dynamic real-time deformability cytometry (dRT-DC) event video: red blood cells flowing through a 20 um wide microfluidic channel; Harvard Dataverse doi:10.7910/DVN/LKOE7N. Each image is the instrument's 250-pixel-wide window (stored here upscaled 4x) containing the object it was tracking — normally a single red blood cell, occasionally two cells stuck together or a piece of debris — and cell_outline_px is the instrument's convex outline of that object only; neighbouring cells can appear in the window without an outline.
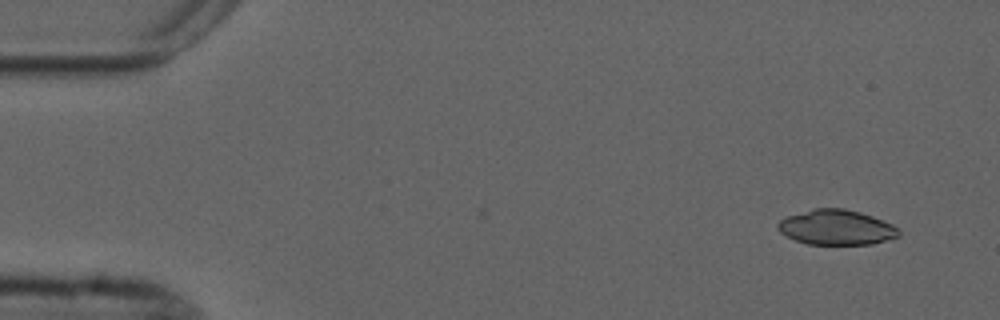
{"species": "common noctule bat (a hibernating species)", "species_latin": "Nyctalus noctula", "temperature_condition": "cold", "stored_images_in_passage": 3, "camera_frame_rate_fps": 3000, "um_per_image_px": 0.085, "animal": {"sex": "male", "forearm_length_mm": 52.5}, "frame": {"image": 1, "passage_image": 1, "time_ms": 0.0, "image_size_px": [1000, 320], "cell_outline_px": [[900, 236], [872, 244], [808, 244], [796, 240], [780, 232], [776, 228], [776, 224], [780, 220], [788, 216], [812, 208], [844, 208], [860, 212], [872, 216], [892, 224], [900, 232]], "centroid_in_image_um": [71.08, 19.32], "position_along_channel_um": 13.9, "area_um2": 24.62}}